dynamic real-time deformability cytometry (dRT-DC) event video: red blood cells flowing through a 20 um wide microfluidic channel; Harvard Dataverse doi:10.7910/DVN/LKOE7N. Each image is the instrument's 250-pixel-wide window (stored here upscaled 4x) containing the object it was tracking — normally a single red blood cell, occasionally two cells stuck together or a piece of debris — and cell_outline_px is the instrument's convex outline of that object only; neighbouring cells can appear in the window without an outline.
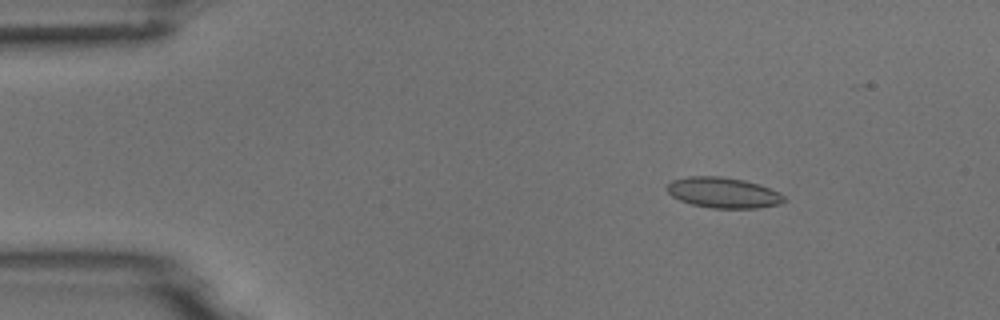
{"species": "common noctule bat (a hibernating species)", "species_latin": "Nyctalus noctula", "temperature_condition": "room temperature", "stored_images_in_passage": 5, "camera_frame_rate_fps": 3000, "um_per_image_px": 0.085, "animal": {"sex": "male", "body_mass_g": 18.8}, "frame": {"image": 1, "passage_image": 2, "time_ms": 1.333, "image_size_px": [1000, 320], "cell_outline_px": [[788, 200], [780, 204], [756, 208], [712, 208], [692, 204], [680, 200], [672, 196], [664, 188], [672, 180], [688, 176], [720, 176], [744, 180], [760, 184], [780, 192]], "centroid_in_image_um": [61.49, 16.37], "position_along_channel_um": 23.5, "area_um2": 21.04}}
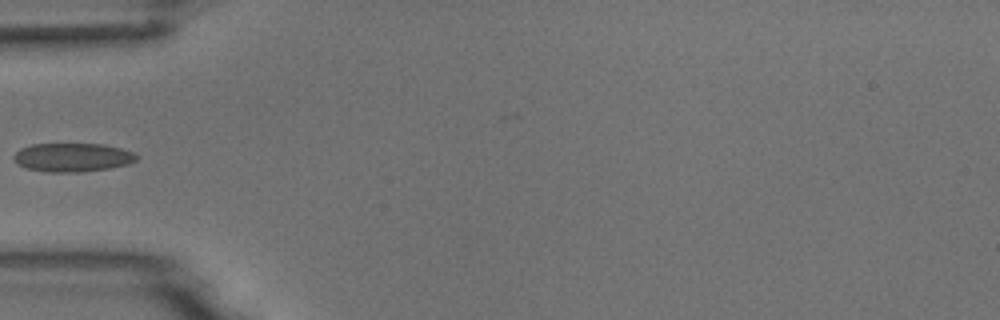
{"frame": {"image": 2, "passage_image": 5, "time_ms": 4.667, "image_size_px": [1000, 320], "cell_outline_px": [[136, 160], [128, 164], [112, 168], [80, 172], [48, 172], [28, 168], [20, 164], [12, 156], [20, 148], [32, 144], [104, 144], [120, 148], [132, 152], [136, 156]], "centroid_in_image_um": [6.17, 13.37], "position_along_channel_um": 78.8, "area_um2": 20.35}}